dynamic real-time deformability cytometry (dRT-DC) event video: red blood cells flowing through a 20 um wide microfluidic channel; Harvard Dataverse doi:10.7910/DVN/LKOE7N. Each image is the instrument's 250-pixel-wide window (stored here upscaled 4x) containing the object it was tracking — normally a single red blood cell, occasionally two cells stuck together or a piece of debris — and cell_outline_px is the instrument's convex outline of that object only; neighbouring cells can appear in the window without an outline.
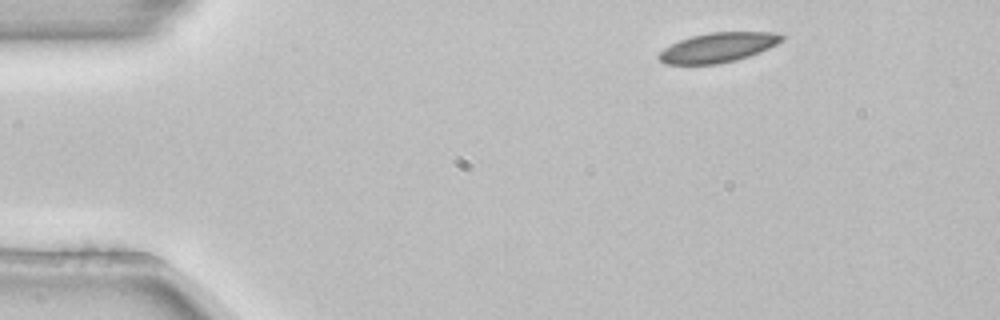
{"species": "common noctule bat (a hibernating species)", "species_latin": "Nyctalus noctula", "temperature_condition": "room temperature", "stored_images_in_passage": 5, "camera_frame_rate_fps": 3000, "um_per_image_px": 0.085, "animal": {"sex": "female", "body_mass_g": 22.7, "forearm_length_mm": 54.2}, "frame": {"image": 1, "passage_image": 1, "time_ms": 0.0, "image_size_px": [1000, 320], "cell_outline_px": [[784, 40], [760, 52], [736, 60], [716, 64], [664, 64], [656, 56], [664, 48], [680, 40], [692, 36], [708, 32], [772, 32], [784, 36]], "centroid_in_image_um": [61.01, 4.03], "position_along_channel_um": 24.0, "area_um2": 21.1}}
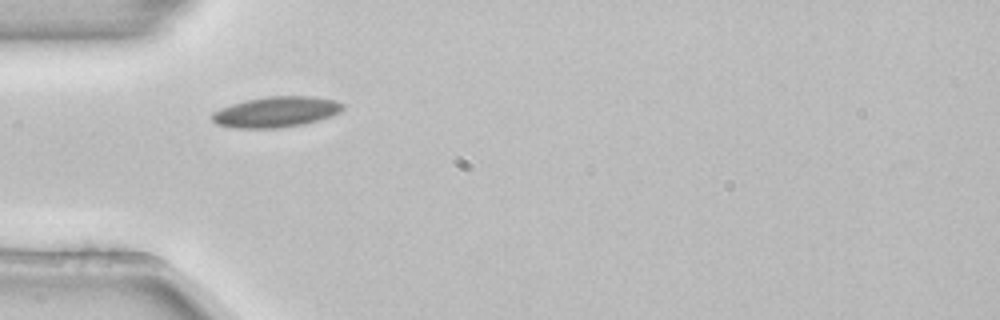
{"frame": {"image": 2, "passage_image": 3, "time_ms": 0.667, "image_size_px": [1000, 320], "cell_outline_px": [[344, 108], [340, 112], [304, 124], [280, 128], [236, 128], [216, 124], [212, 120], [212, 112], [220, 108], [232, 104], [248, 100], [268, 96], [316, 96], [336, 100], [344, 104]], "centroid_in_image_um": [23.47, 9.51], "position_along_channel_um": 61.5, "area_um2": 23.29}}